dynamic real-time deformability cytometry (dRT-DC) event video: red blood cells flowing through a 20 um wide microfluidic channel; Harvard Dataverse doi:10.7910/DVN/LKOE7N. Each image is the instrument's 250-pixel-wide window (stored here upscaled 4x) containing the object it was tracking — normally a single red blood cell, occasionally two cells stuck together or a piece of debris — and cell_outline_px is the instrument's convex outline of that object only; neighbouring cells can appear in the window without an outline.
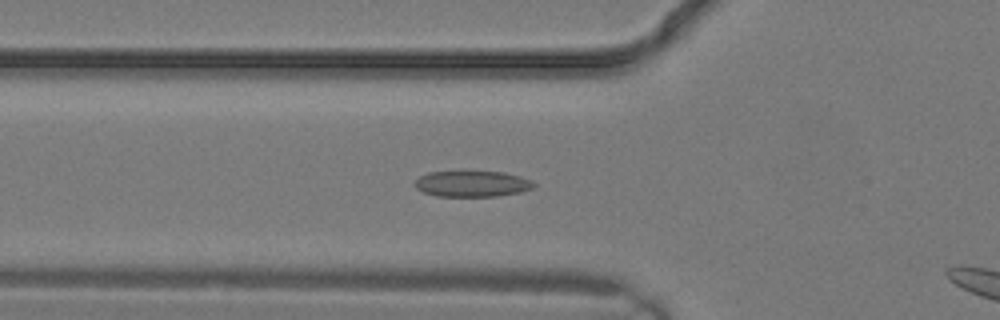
{"species": "common noctule bat (a hibernating species)", "species_latin": "Nyctalus noctula", "temperature_condition": "warm", "stored_images_in_passage": 10, "camera_frame_rate_fps": 3000, "um_per_image_px": 0.085, "animal": {"sex": "male", "body_mass_g": 19.2, "forearm_length_mm": 51.8}, "frame": {"image": 1, "passage_image": 9, "time_ms": 2.667, "image_size_px": [1000, 320], "cell_outline_px": [[536, 184], [532, 188], [520, 192], [496, 196], [436, 196], [424, 192], [416, 188], [412, 184], [420, 176], [428, 172], [460, 168], [468, 168], [504, 172], [520, 176], [532, 180]], "centroid_in_image_um": [40.09, 15.55], "position_along_channel_um": 85.7, "area_um2": 19.13}}